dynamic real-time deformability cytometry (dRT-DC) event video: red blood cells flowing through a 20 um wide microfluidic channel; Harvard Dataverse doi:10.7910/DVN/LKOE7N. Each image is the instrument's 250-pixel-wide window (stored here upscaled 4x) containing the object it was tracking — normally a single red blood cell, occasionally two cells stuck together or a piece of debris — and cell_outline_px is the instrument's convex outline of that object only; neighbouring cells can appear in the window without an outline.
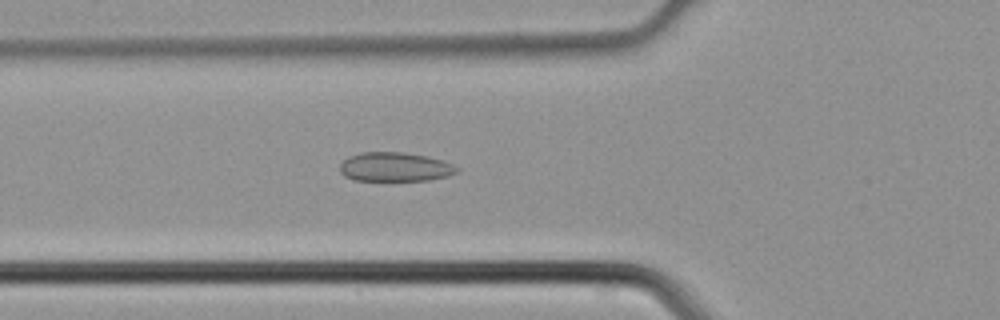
{"species": "common noctule bat (a hibernating species)", "species_latin": "Nyctalus noctula", "temperature_condition": "cold", "stored_images_in_passage": 34, "camera_frame_rate_fps": 3000, "um_per_image_px": 0.085, "animal": {"sex": "male", "body_mass_g": 21.5, "forearm_length_mm": 52.0}, "frame": {"image": 1, "passage_image": 8, "time_ms": 2.333, "image_size_px": [1000, 320], "cell_outline_px": [[460, 168], [456, 172], [448, 176], [428, 180], [352, 180], [344, 176], [340, 172], [340, 164], [348, 156], [360, 152], [404, 152], [428, 156], [444, 160]], "centroid_in_image_um": [33.57, 14.18], "position_along_channel_um": 92.2, "area_um2": 20.0}}
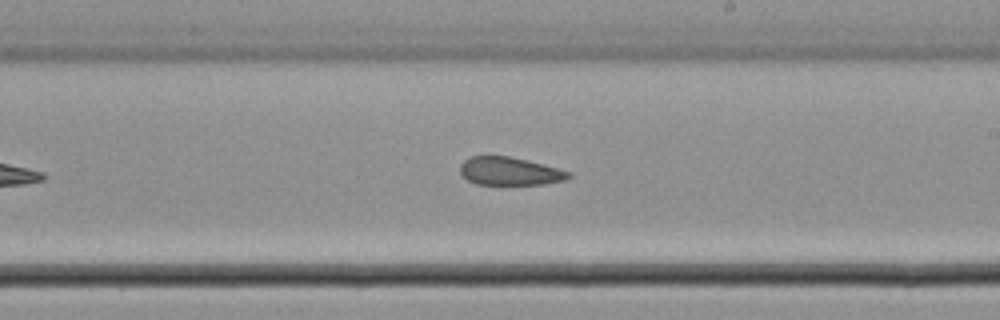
{"frame": {"image": 2, "passage_image": 18, "time_ms": 5.667, "image_size_px": [1000, 320], "cell_outline_px": [[572, 176], [564, 180], [544, 184], [476, 184], [468, 180], [460, 172], [460, 164], [464, 160], [472, 156], [508, 156], [572, 172]], "centroid_in_image_um": [43.31, 14.56], "position_along_channel_um": 245.7, "area_um2": 17.46}}
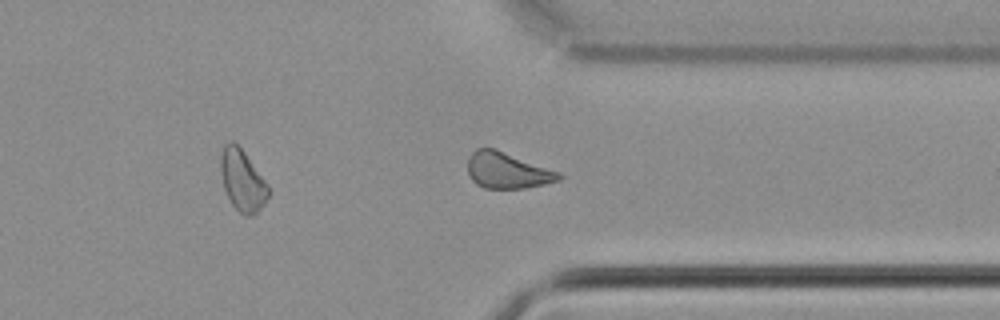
{"frame": {"image": 3, "passage_image": 26, "time_ms": 8.333, "image_size_px": [1000, 320], "cell_outline_px": [[564, 176], [560, 180], [544, 184], [524, 188], [484, 188], [476, 184], [472, 180], [468, 172], [468, 156], [476, 148], [496, 148], [560, 172]], "centroid_in_image_um": [43.12, 14.48], "position_along_channel_um": 368.3, "area_um2": 19.31}}